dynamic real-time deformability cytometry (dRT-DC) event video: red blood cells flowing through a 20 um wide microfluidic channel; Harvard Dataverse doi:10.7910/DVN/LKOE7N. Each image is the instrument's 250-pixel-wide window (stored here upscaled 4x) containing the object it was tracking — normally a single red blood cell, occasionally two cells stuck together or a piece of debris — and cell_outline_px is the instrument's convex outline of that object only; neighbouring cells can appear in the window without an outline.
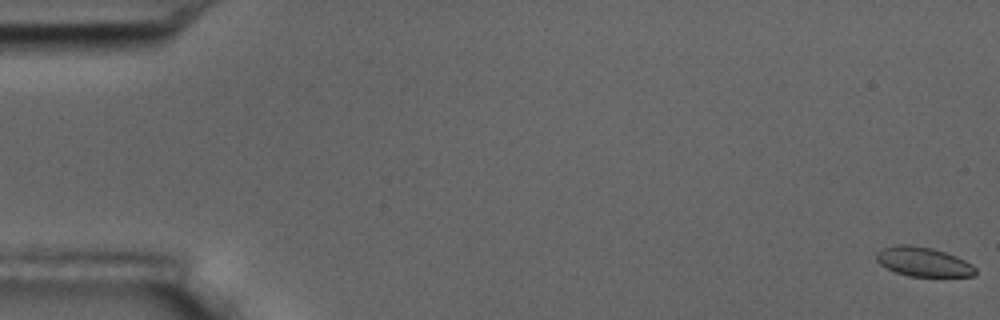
{"species": "common noctule bat (a hibernating species)", "species_latin": "Nyctalus noctula", "temperature_condition": "room temperature", "stored_images_in_passage": 6, "camera_frame_rate_fps": 3000, "um_per_image_px": 0.085, "animal": {"sex": "male", "body_mass_g": 17.5, "forearm_length_mm": 52.3}, "frame": {"image": 1, "passage_image": 1, "time_ms": 0.0, "image_size_px": [1000, 320], "cell_outline_px": [[976, 276], [908, 276], [896, 272], [880, 264], [876, 260], [876, 252], [884, 248], [896, 244], [908, 244], [932, 248], [956, 256], [972, 264], [976, 268]], "centroid_in_image_um": [78.48, 22.25], "position_along_channel_um": 6.5, "area_um2": 16.88}}
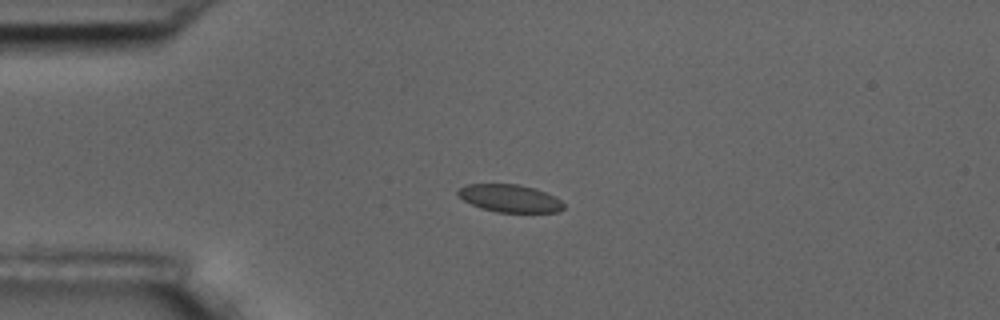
{"frame": {"image": 2, "passage_image": 5, "time_ms": 4.667, "image_size_px": [1000, 320], "cell_outline_px": [[564, 208], [560, 212], [496, 212], [480, 208], [464, 200], [456, 192], [460, 188], [468, 184], [520, 184], [536, 188], [556, 196], [564, 204]], "centroid_in_image_um": [43.38, 16.85], "position_along_channel_um": 41.6, "area_um2": 17.11}}